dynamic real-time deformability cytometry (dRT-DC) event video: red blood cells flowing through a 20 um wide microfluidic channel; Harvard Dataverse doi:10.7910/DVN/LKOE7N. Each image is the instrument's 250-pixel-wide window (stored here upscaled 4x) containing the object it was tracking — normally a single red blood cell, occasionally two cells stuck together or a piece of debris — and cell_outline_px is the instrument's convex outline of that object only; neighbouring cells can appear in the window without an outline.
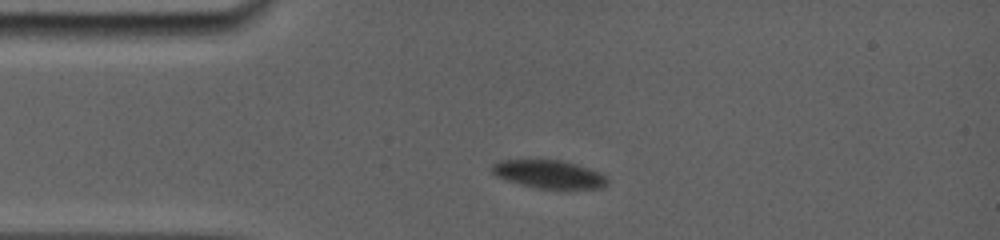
{"species": "common noctule bat (a hibernating species)", "species_latin": "Nyctalus noctula", "temperature_condition": "room temperature", "stored_images_in_passage": 13, "camera_frame_rate_fps": 5000, "um_per_image_px": 0.085, "animal": {"sex": "female", "body_mass_g": 19.0, "forearm_length_mm": 56.7}, "frame": {"image": 1, "passage_image": 1, "time_ms": 0.0, "image_size_px": [1000, 240], "cell_outline_px": [[608, 184], [600, 188], [536, 188], [520, 184], [496, 176], [492, 172], [492, 164], [500, 160], [560, 160], [576, 164], [600, 172], [608, 180]], "centroid_in_image_um": [46.65, 14.8], "position_along_channel_um": 38.3, "area_um2": 18.67}}
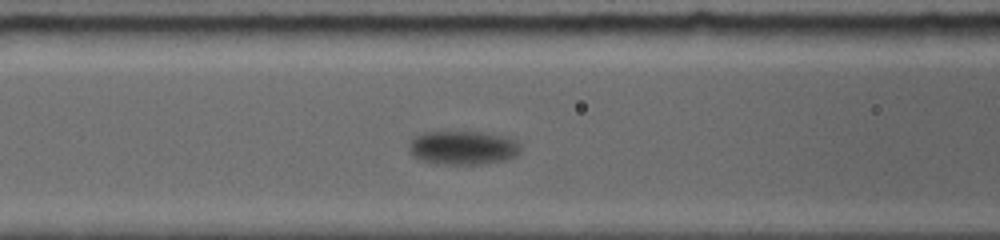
{"frame": {"image": 2, "passage_image": 10, "time_ms": 3.4, "image_size_px": [1000, 240], "cell_outline_px": [[520, 152], [516, 156], [508, 160], [480, 164], [436, 164], [412, 156], [408, 152], [408, 144], [412, 136], [424, 132], [480, 132], [508, 136], [516, 140], [520, 144]], "centroid_in_image_um": [39.34, 12.55], "position_along_channel_um": 127.3, "area_um2": 22.43}}
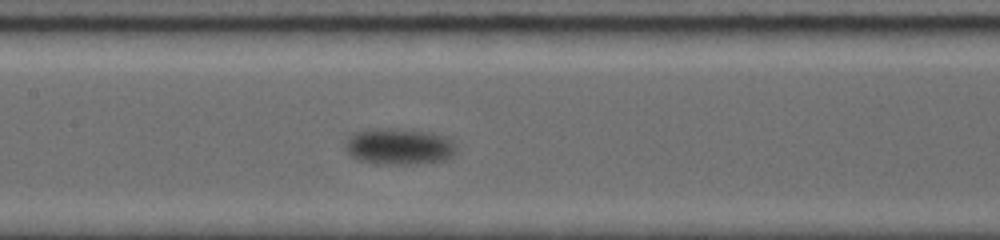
{"frame": {"image": 3, "passage_image": 13, "time_ms": 4.8, "image_size_px": [1000, 240], "cell_outline_px": [[456, 152], [452, 156], [444, 160], [412, 164], [376, 164], [356, 160], [348, 152], [344, 144], [348, 136], [352, 132], [368, 128], [392, 128], [432, 132], [444, 136], [452, 140], [456, 144]], "centroid_in_image_um": [33.88, 12.44], "position_along_channel_um": 173.5, "area_um2": 23.99}}